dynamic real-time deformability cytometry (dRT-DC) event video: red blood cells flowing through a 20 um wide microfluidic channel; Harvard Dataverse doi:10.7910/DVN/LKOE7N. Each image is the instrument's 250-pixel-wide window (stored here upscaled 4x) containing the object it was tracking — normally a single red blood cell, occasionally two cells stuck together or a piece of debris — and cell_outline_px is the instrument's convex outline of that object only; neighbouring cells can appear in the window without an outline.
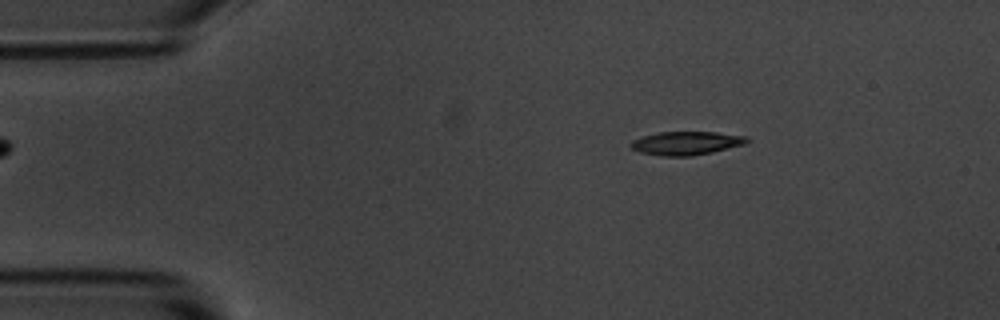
{"species": "common noctule bat (a hibernating species)", "species_latin": "Nyctalus noctula", "temperature_condition": "room temperature", "stored_images_in_passage": 3, "camera_frame_rate_fps": 3000, "um_per_image_px": 0.085, "animal": {"sex": "male", "body_mass_g": 20.1, "forearm_length_mm": 53.5}, "frame": {"image": 1, "passage_image": 2, "time_ms": 1.0, "image_size_px": [1000, 320], "cell_outline_px": [[752, 140], [744, 144], [712, 152], [692, 156], [660, 156], [640, 152], [632, 148], [628, 144], [632, 140], [644, 136], [660, 132], [716, 132], [748, 136]], "centroid_in_image_um": [58.35, 12.17], "position_along_channel_um": 26.6, "area_um2": 15.95}}